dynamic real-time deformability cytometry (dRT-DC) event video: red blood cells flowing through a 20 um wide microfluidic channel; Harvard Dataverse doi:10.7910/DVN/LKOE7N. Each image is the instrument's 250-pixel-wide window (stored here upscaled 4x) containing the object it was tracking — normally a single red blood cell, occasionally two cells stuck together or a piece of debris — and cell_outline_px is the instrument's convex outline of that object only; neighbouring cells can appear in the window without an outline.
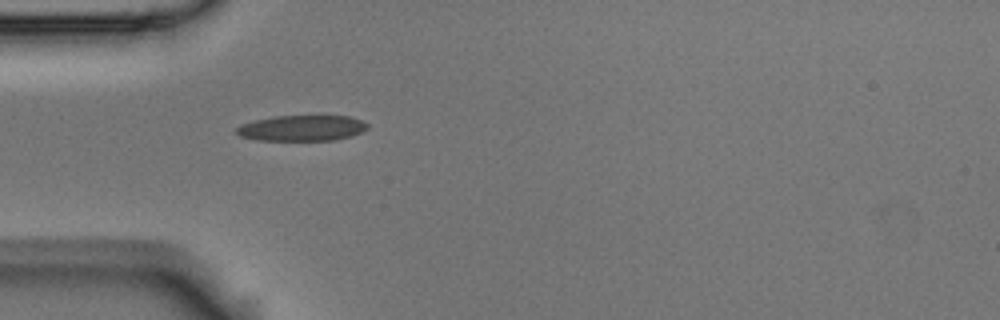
{"species": "Egyptian fruit bat (a non-hibernating species)", "species_latin": "Rousettus aegyptiacus", "temperature_condition": "room temperature", "stored_images_in_passage": 1, "camera_frame_rate_fps": 3000, "um_per_image_px": 0.085, "animal": {"sex": "male"}, "frame": {"image": 1, "passage_image": 1, "time_ms": 0.0, "image_size_px": [1000, 320], "cell_outline_px": [[368, 128], [352, 136], [332, 140], [256, 140], [240, 136], [236, 132], [236, 128], [240, 124], [256, 120], [276, 116], [348, 116], [360, 120], [368, 124]], "centroid_in_image_um": [25.64, 10.89], "position_along_channel_um": 59.4, "area_um2": 19.48}}